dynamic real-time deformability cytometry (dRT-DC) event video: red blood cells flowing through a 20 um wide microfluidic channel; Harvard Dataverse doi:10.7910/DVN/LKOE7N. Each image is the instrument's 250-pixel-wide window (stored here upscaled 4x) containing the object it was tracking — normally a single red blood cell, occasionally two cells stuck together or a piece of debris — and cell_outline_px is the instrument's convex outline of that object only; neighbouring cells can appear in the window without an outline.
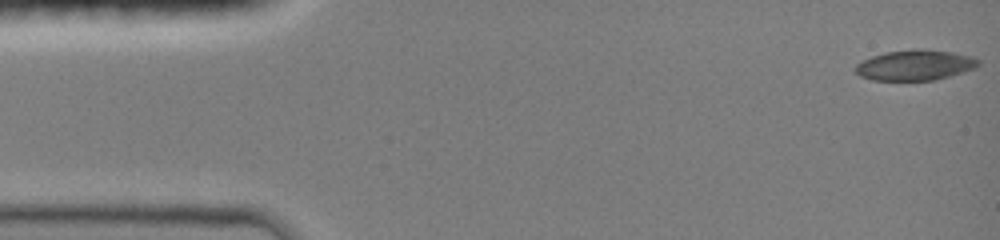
{"species": "common noctule bat (a hibernating species)", "species_latin": "Nyctalus noctula", "temperature_condition": "room temperature", "stored_images_in_passage": 47, "camera_frame_rate_fps": 3000, "um_per_image_px": 0.085, "animal": {"sex": "female", "body_mass_g": 19.0, "forearm_length_mm": 51.5}, "frame": {"image": 1, "passage_image": 1, "time_ms": 0.0, "image_size_px": [1000, 240], "cell_outline_px": [[980, 64], [976, 68], [964, 72], [932, 80], [872, 80], [860, 76], [852, 68], [856, 64], [872, 56], [884, 52], [916, 48], [920, 48], [952, 52], [968, 56], [980, 60]], "centroid_in_image_um": [77.75, 5.53], "position_along_channel_um": 7.2, "area_um2": 21.85}}
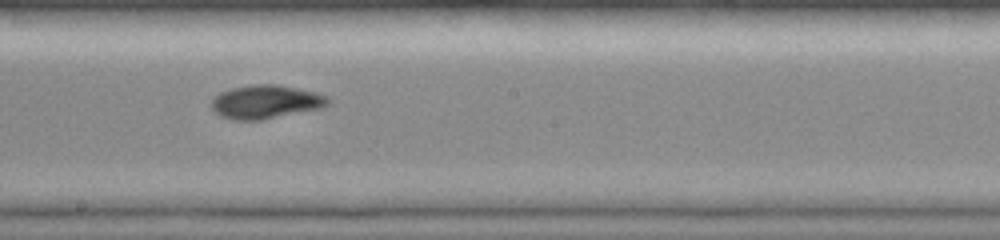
{"frame": {"image": 2, "passage_image": 26, "time_ms": 8.333, "image_size_px": [1000, 240], "cell_outline_px": [[332, 100], [324, 108], [260, 120], [232, 120], [220, 116], [208, 104], [220, 92], [232, 88], [252, 84], [276, 84], [316, 92], [328, 96]], "centroid_in_image_um": [22.61, 8.66], "position_along_channel_um": 225.6, "area_um2": 23.06}}
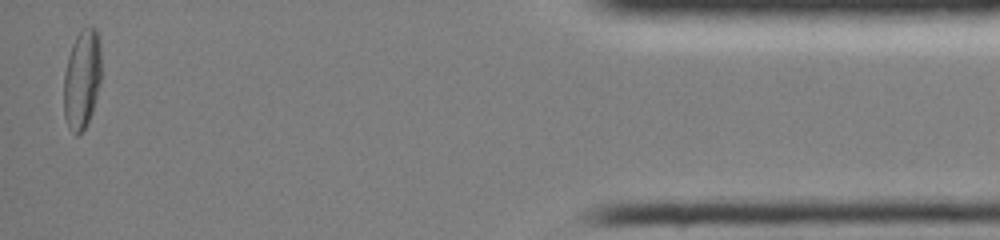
{"frame": {"image": 3, "passage_image": 46, "time_ms": 15.0, "image_size_px": [1000, 240], "cell_outline_px": [[100, 84], [92, 112], [84, 128], [76, 136], [68, 128], [64, 116], [64, 72], [68, 56], [72, 44], [80, 28], [96, 28], [100, 44]], "centroid_in_image_um": [6.95, 6.73], "position_along_channel_um": 428.2, "area_um2": 21.73}, "authors_computed_cell_mechanics": {"area_um2": 21.964, "velocity_mm_per_s": 4.0535, "shape_relaxation_time_tau1_ms": 4.1299, "shape_relaxation_time_tau2_ms": null, "deformation_change_tau1": 0.154, "deformation_change_tau2": null}}